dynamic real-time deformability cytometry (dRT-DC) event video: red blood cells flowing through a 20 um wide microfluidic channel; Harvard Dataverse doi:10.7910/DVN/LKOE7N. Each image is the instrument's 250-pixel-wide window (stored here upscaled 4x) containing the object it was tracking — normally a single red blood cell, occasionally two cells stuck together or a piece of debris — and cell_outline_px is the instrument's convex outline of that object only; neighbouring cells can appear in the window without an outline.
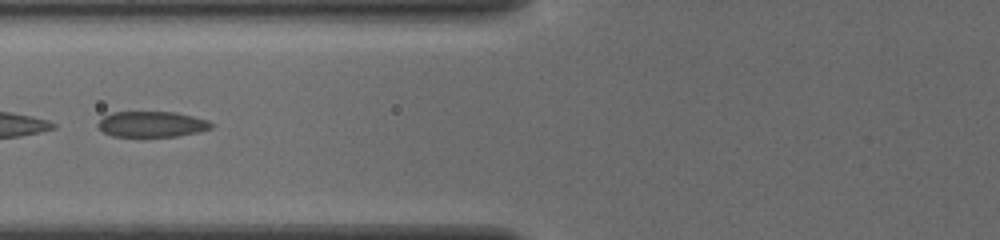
{"species": "common noctule bat (a hibernating species)", "species_latin": "Nyctalus noctula", "temperature_condition": "cold", "stored_images_in_passage": 15, "camera_frame_rate_fps": 3000, "um_per_image_px": 0.085, "animal": {"sex": "female", "body_mass_g": 19.5, "forearm_length_mm": 54.1}, "frame": {"image": 1, "passage_image": 5, "time_ms": 1.333, "image_size_px": [1000, 240], "cell_outline_px": [[212, 128], [200, 132], [176, 136], [112, 136], [104, 132], [96, 124], [104, 116], [112, 112], [176, 112], [208, 120], [212, 124]], "centroid_in_image_um": [12.91, 10.55], "position_along_channel_um": 112.9, "area_um2": 16.88}}